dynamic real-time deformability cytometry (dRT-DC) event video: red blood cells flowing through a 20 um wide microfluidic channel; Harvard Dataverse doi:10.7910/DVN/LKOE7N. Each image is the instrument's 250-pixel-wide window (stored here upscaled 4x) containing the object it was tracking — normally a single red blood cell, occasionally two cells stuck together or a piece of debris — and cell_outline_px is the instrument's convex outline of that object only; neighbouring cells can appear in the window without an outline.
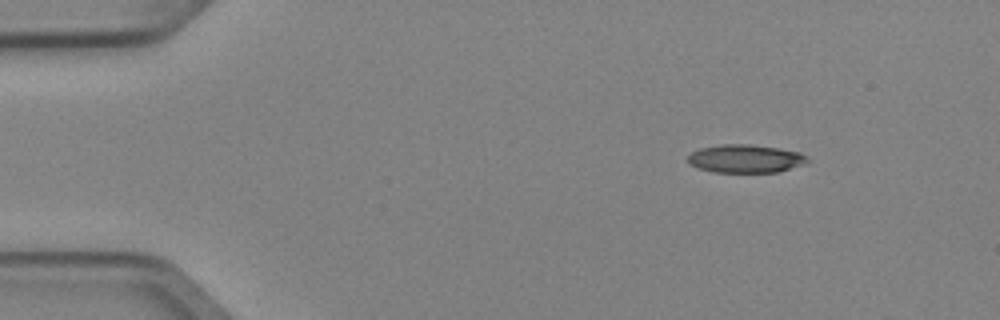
{"species": "Egyptian fruit bat (a non-hibernating species)", "species_latin": "Rousettus aegyptiacus", "temperature_condition": "cold", "stored_images_in_passage": 4, "camera_frame_rate_fps": 3000, "um_per_image_px": 0.085, "animal": {"sex": "female"}, "frame": {"image": 1, "passage_image": 1, "time_ms": 0.0, "image_size_px": [1000, 320], "cell_outline_px": [[808, 160], [804, 164], [780, 172], [712, 172], [688, 164], [688, 156], [692, 152], [700, 148], [720, 144], [748, 144], [780, 148], [800, 152], [808, 156]], "centroid_in_image_um": [63.38, 13.48], "position_along_channel_um": 21.6, "area_um2": 19.77}}